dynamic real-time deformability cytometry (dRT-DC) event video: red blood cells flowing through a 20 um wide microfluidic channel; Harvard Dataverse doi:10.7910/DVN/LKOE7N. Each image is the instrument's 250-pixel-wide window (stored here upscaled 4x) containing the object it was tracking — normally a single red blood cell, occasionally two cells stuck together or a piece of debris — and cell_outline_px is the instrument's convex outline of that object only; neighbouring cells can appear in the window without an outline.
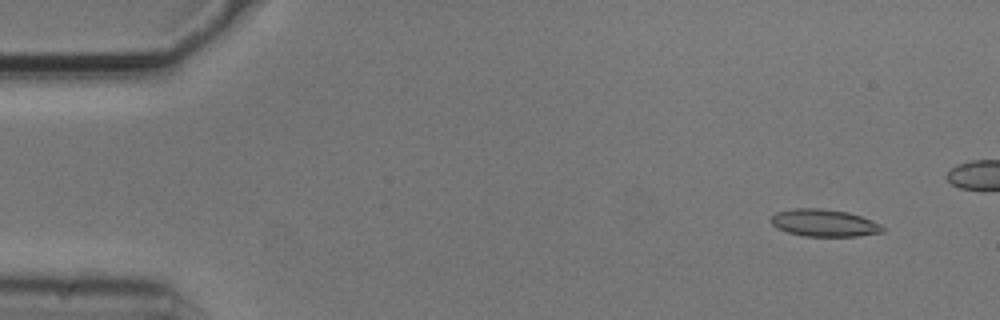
{"species": "common noctule bat (a hibernating species)", "species_latin": "Nyctalus noctula", "temperature_condition": "cold", "stored_images_in_passage": 6, "camera_frame_rate_fps": 3000, "um_per_image_px": 0.085, "animal": {"sex": "male", "body_mass_g": 20.5, "forearm_length_mm": 52.5}, "frame": {"image": 1, "passage_image": 2, "time_ms": 0.333, "image_size_px": [1000, 320], "cell_outline_px": [[884, 232], [856, 236], [804, 236], [788, 232], [776, 228], [768, 220], [776, 212], [792, 208], [820, 208], [848, 212], [860, 216], [880, 224], [884, 228]], "centroid_in_image_um": [70.0, 18.94], "position_along_channel_um": 15.0, "area_um2": 17.74}}